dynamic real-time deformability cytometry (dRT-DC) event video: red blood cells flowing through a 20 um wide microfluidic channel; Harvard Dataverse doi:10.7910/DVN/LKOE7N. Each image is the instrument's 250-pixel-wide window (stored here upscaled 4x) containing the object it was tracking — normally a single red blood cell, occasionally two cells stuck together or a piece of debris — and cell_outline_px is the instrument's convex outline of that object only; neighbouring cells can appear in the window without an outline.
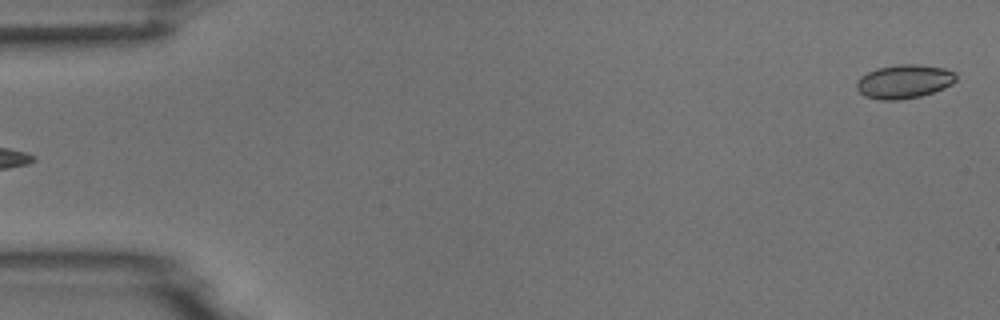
{"species": "common noctule bat (a hibernating species)", "species_latin": "Nyctalus noctula", "temperature_condition": "room temperature", "stored_images_in_passage": 6, "segment_of_instrument_passage": [2, 2], "camera_frame_rate_fps": 3000, "um_per_image_px": 0.085, "animal": {"sex": "male", "body_mass_g": 18.8}, "frame": {"image": 1, "passage_image": 6, "time_ms": 5.667, "image_size_px": [1000, 320], "cell_outline_px": [[956, 80], [952, 84], [944, 88], [920, 96], [900, 100], [880, 100], [864, 96], [856, 88], [856, 80], [860, 76], [876, 68], [900, 64], [916, 64], [944, 68], [956, 72]], "centroid_in_image_um": [76.83, 6.93], "position_along_channel_um": 8.2, "area_um2": 19.71}}